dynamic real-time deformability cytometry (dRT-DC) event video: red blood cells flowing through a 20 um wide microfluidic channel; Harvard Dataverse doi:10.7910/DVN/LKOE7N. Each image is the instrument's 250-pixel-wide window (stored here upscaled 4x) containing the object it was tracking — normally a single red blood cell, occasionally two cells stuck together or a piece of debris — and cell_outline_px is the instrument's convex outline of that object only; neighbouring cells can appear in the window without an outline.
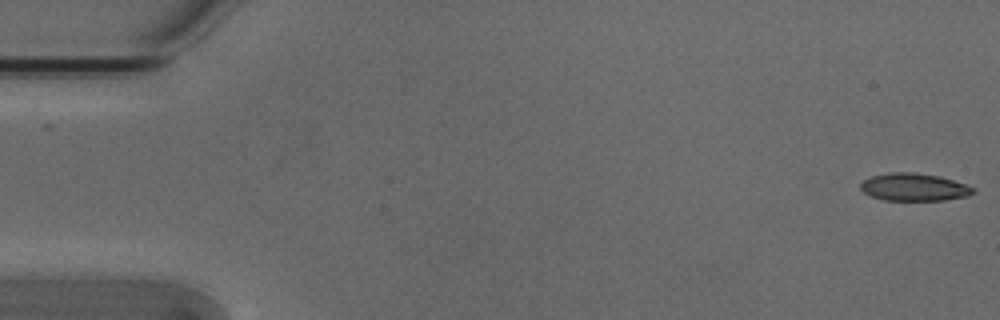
{"species": "Egyptian fruit bat (a non-hibernating species)", "species_latin": "Rousettus aegyptiacus", "temperature_condition": "cold", "stored_images_in_passage": 2, "camera_frame_rate_fps": 3000, "um_per_image_px": 0.085, "animal": {"sex": "male"}, "frame": {"image": 1, "passage_image": 2, "time_ms": 0.333, "image_size_px": [1000, 320], "cell_outline_px": [[976, 192], [968, 196], [944, 200], [884, 200], [872, 196], [864, 192], [860, 188], [860, 184], [864, 180], [872, 176], [888, 172], [912, 172], [940, 176], [976, 188]], "centroid_in_image_um": [77.71, 15.9], "position_along_channel_um": 7.3, "area_um2": 18.09}}